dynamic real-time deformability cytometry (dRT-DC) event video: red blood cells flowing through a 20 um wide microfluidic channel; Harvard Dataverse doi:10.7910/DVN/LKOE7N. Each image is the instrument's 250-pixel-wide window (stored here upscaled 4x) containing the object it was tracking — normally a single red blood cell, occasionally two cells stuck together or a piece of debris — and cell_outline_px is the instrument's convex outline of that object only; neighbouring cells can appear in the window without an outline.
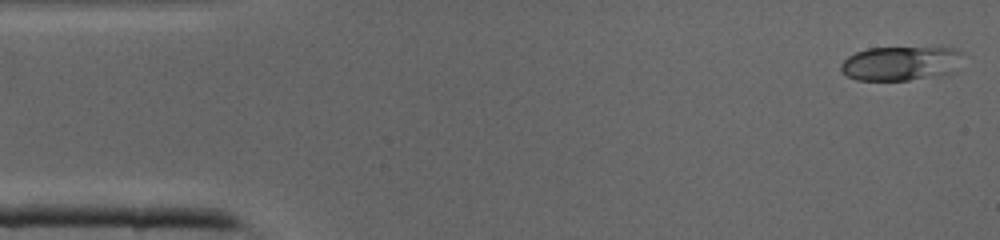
{"species": "common noctule bat (a hibernating species)", "species_latin": "Nyctalus noctula", "temperature_condition": "cold", "stored_images_in_passage": 40, "camera_frame_rate_fps": 3000, "um_per_image_px": 0.085, "animal": {"sex": "male", "body_mass_g": 19.0, "forearm_length_mm": 50.8}, "frame": {"image": 1, "passage_image": 1, "time_ms": 0.0, "image_size_px": [1000, 240], "cell_outline_px": [[964, 52], [956, 72], [944, 76], [908, 80], [856, 80], [848, 76], [840, 68], [840, 64], [848, 56], [856, 52], [868, 48], [944, 44], [956, 48]], "centroid_in_image_um": [76.72, 5.33], "position_along_channel_um": 8.3, "area_um2": 25.95}}
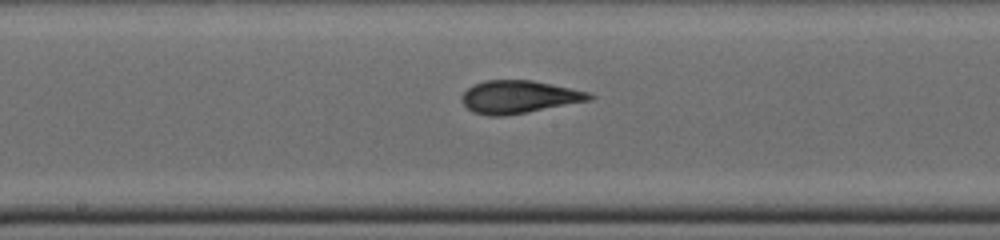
{"frame": {"image": 2, "passage_image": 20, "time_ms": 6.333, "image_size_px": [1000, 240], "cell_outline_px": [[596, 96], [592, 100], [528, 112], [504, 116], [488, 116], [472, 112], [464, 104], [464, 92], [472, 84], [484, 80], [532, 80], [592, 92]], "centroid_in_image_um": [44.17, 8.23], "position_along_channel_um": 204.0, "area_um2": 24.51}}
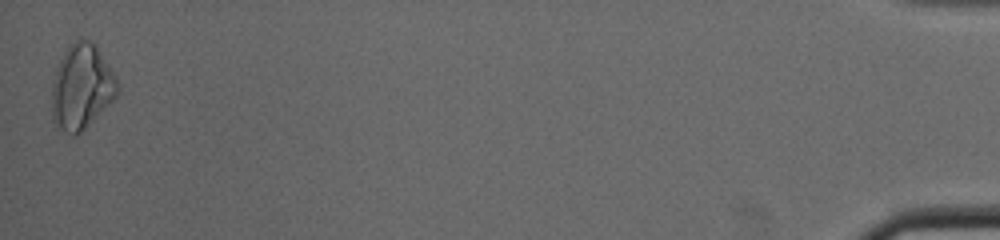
{"frame": {"image": 3, "passage_image": 40, "time_ms": 13.0, "image_size_px": [1000, 240], "cell_outline_px": [[120, 92], [76, 136], [72, 136], [56, 128], [52, 120], [52, 80], [56, 68], [68, 44], [76, 40], [88, 40], [96, 44], [116, 76], [120, 88]], "centroid_in_image_um": [6.92, 7.38], "position_along_channel_um": 428.3, "area_um2": 32.66}}